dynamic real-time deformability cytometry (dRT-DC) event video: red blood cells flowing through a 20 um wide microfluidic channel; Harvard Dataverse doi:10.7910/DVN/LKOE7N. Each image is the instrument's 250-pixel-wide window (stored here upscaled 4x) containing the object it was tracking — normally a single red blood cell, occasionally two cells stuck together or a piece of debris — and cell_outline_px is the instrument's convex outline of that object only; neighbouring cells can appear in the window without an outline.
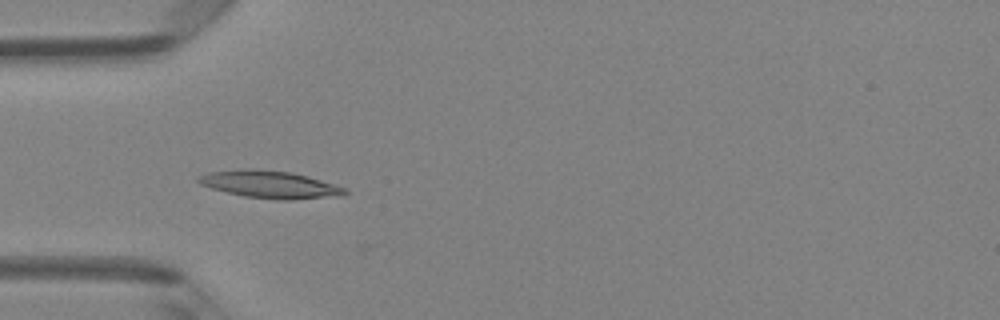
{"species": "Egyptian fruit bat (a non-hibernating species)", "species_latin": "Rousettus aegyptiacus", "temperature_condition": "room temperature", "stored_images_in_passage": 14, "camera_frame_rate_fps": 3000, "um_per_image_px": 0.085, "animal": {"sex": "female"}, "frame": {"image": 1, "passage_image": 13, "time_ms": 4.0, "image_size_px": [1000, 320], "cell_outline_px": [[348, 192], [344, 196], [292, 200], [276, 200], [244, 196], [212, 188], [200, 184], [196, 180], [196, 176], [208, 172], [244, 168], [256, 168], [292, 172], [308, 176], [348, 188]], "centroid_in_image_um": [22.98, 15.67], "position_along_channel_um": 62.0, "area_um2": 23.87}}